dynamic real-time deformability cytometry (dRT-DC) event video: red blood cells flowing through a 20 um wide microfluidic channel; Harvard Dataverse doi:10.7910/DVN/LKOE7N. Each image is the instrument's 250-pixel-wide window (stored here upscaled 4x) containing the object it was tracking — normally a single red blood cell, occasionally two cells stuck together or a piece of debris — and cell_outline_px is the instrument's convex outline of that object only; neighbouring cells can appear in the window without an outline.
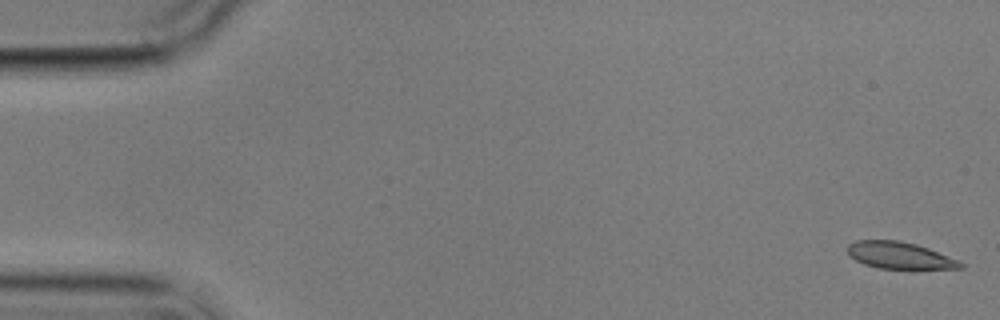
{"species": "common noctule bat (a hibernating species)", "species_latin": "Nyctalus noctula", "temperature_condition": "cold", "stored_images_in_passage": 6, "camera_frame_rate_fps": 3000, "um_per_image_px": 0.085, "animal": {"sex": "male", "body_mass_g": 17.9}, "frame": {"image": 1, "passage_image": 1, "time_ms": 0.0, "image_size_px": [1000, 320], "cell_outline_px": [[964, 268], [880, 268], [864, 264], [856, 260], [848, 252], [848, 244], [856, 240], [900, 240], [916, 244], [928, 248], [960, 260], [964, 264]], "centroid_in_image_um": [76.49, 21.69], "position_along_channel_um": 8.5, "area_um2": 17.46}}
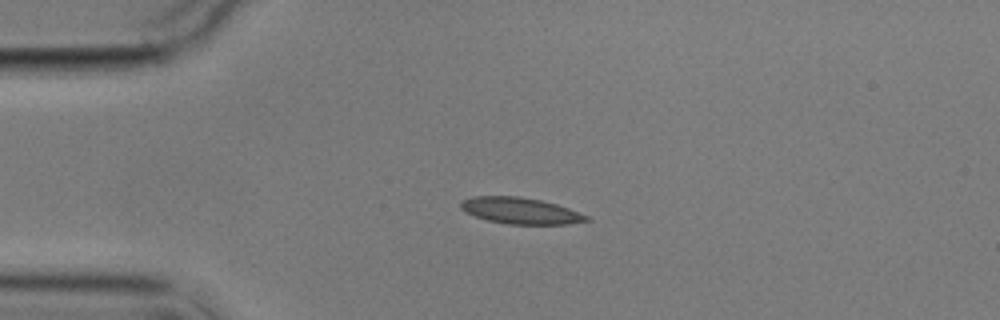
{"frame": {"image": 2, "passage_image": 4, "time_ms": 4.0, "image_size_px": [1000, 320], "cell_outline_px": [[592, 220], [568, 224], [508, 224], [488, 220], [464, 212], [460, 208], [460, 200], [472, 196], [520, 196], [540, 200], [556, 204], [568, 208], [588, 216]], "centroid_in_image_um": [44.21, 17.9], "position_along_channel_um": 40.8, "area_um2": 19.31}}
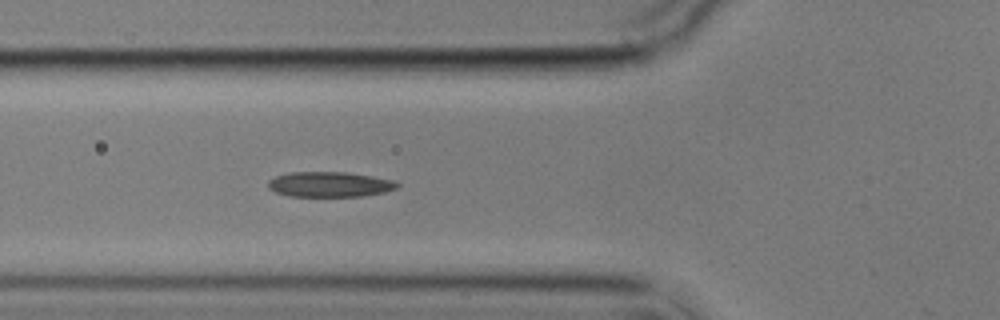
{"frame": {"image": 3, "passage_image": 6, "time_ms": 6.333, "image_size_px": [1000, 320], "cell_outline_px": [[400, 184], [396, 188], [384, 192], [360, 196], [288, 196], [276, 192], [268, 188], [268, 180], [276, 176], [288, 172], [344, 172], [372, 176], [392, 180]], "centroid_in_image_um": [27.98, 15.67], "position_along_channel_um": 97.8, "area_um2": 18.84}}